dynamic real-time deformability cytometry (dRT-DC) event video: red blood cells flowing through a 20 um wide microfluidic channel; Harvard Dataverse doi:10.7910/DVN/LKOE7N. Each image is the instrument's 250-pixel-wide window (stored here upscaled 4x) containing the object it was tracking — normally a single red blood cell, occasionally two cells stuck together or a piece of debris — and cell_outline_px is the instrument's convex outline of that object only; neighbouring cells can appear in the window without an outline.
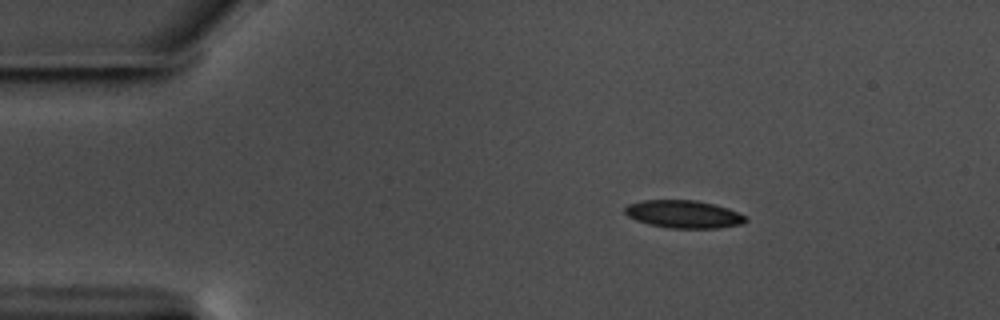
{"species": "common noctule bat (a hibernating species)", "species_latin": "Nyctalus noctula", "temperature_condition": "warm", "stored_images_in_passage": 49, "camera_frame_rate_fps": 3000, "um_per_image_px": 0.085, "animal": {"sex": "male", "body_mass_g": 17.5, "forearm_length_mm": 52.3}, "frame": {"image": 1, "passage_image": 1, "time_ms": 0.0, "image_size_px": [1000, 320], "cell_outline_px": [[748, 220], [740, 224], [720, 228], [668, 228], [648, 224], [636, 220], [628, 216], [624, 212], [624, 208], [628, 204], [644, 200], [696, 200], [728, 208], [748, 216]], "centroid_in_image_um": [58.12, 18.21], "position_along_channel_um": 26.9, "area_um2": 19.59}}
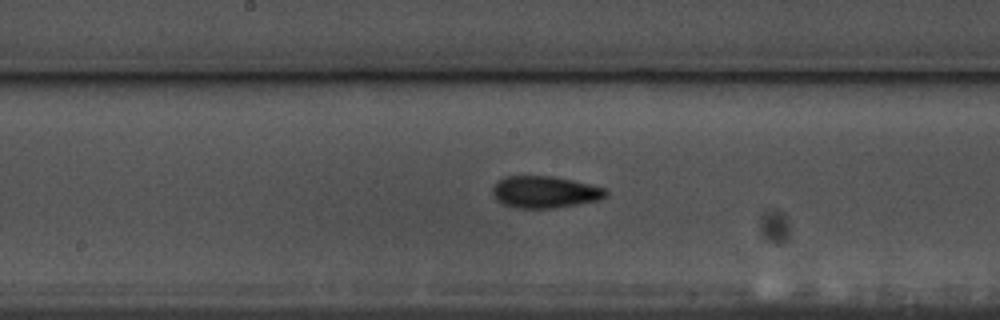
{"frame": {"image": 2, "passage_image": 21, "time_ms": 6.667, "image_size_px": [1000, 320], "cell_outline_px": [[608, 196], [600, 200], [556, 208], [516, 208], [504, 204], [496, 200], [492, 196], [492, 188], [500, 180], [508, 176], [552, 176], [572, 180], [604, 188], [608, 192]], "centroid_in_image_um": [46.32, 16.33], "position_along_channel_um": 201.9, "area_um2": 21.04}}
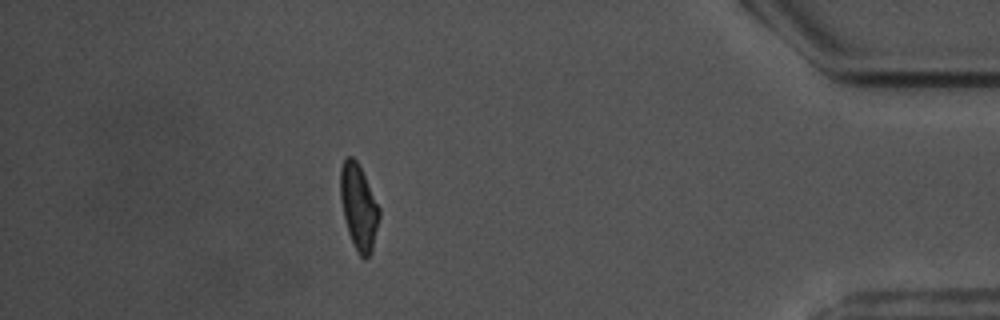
{"frame": {"image": 3, "passage_image": 42, "time_ms": 13.667, "image_size_px": [1000, 320], "cell_outline_px": [[380, 216], [372, 252], [368, 256], [360, 256], [356, 252], [348, 232], [340, 200], [340, 168], [344, 160], [348, 156], [352, 156], [356, 160], [380, 208]], "centroid_in_image_um": [30.48, 17.61], "position_along_channel_um": 404.7, "area_um2": 19.19}, "authors_computed_cell_mechanics": {"area_um2": 19.8832, "velocity_mm_per_s": 3.5756, "shape_relaxation_time_tau1_ms": 4.5156, "shape_relaxation_time_tau2_ms": 1.8467, "deformation_change_tau1": 0.1492, "deformation_change_tau2": 0.0875}}